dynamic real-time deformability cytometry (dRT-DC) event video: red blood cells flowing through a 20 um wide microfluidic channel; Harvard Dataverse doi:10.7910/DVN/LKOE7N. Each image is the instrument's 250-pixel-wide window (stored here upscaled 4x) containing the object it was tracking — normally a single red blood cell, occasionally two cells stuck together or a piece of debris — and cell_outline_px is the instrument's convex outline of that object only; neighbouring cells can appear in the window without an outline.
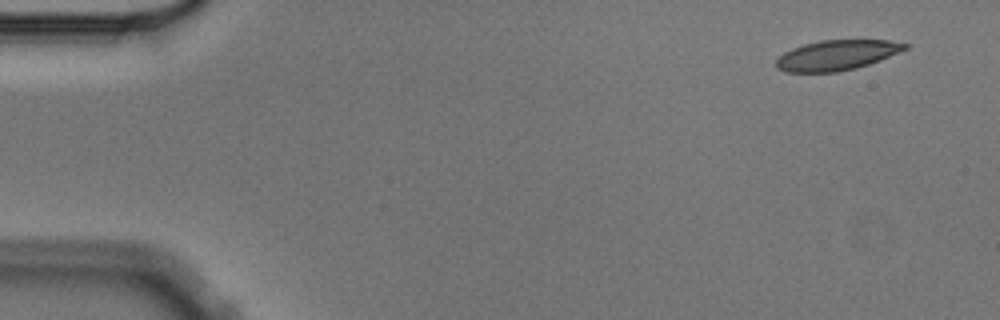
{"species": "Egyptian fruit bat (a non-hibernating species)", "species_latin": "Rousettus aegyptiacus", "temperature_condition": "cold", "stored_images_in_passage": 8, "camera_frame_rate_fps": 3000, "um_per_image_px": 0.085, "animal": {"sex": "male"}, "frame": {"image": 1, "passage_image": 1, "time_ms": 0.0, "image_size_px": [1000, 320], "cell_outline_px": [[908, 48], [900, 52], [880, 60], [856, 68], [836, 72], [784, 72], [776, 68], [776, 60], [784, 52], [792, 48], [804, 44], [820, 40], [888, 40], [908, 44]], "centroid_in_image_um": [71.11, 4.69], "position_along_channel_um": 13.9, "area_um2": 22.6}}
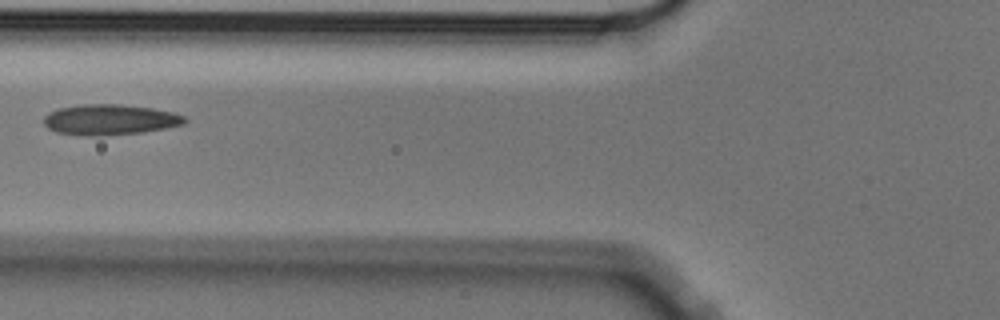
{"frame": {"image": 2, "passage_image": 6, "time_ms": 1.667, "image_size_px": [1000, 320], "cell_outline_px": [[188, 120], [184, 124], [164, 128], [140, 132], [100, 136], [84, 136], [56, 132], [48, 128], [44, 124], [44, 116], [48, 112], [56, 108], [84, 104], [120, 104], [152, 108], [172, 112], [184, 116]], "centroid_in_image_um": [9.3, 10.17], "position_along_channel_um": 116.5, "area_um2": 25.14}}
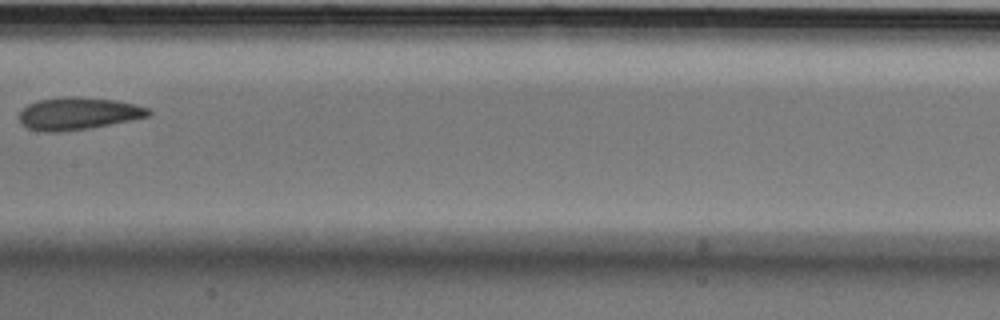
{"frame": {"image": 3, "passage_image": 8, "time_ms": 2.333, "image_size_px": [1000, 320], "cell_outline_px": [[152, 112], [148, 116], [132, 120], [88, 128], [60, 132], [44, 132], [28, 128], [20, 124], [20, 112], [28, 104], [40, 100], [64, 96], [80, 96], [112, 100], [136, 104], [148, 108]], "centroid_in_image_um": [6.63, 9.65], "position_along_channel_um": 200.8, "area_um2": 24.33}}